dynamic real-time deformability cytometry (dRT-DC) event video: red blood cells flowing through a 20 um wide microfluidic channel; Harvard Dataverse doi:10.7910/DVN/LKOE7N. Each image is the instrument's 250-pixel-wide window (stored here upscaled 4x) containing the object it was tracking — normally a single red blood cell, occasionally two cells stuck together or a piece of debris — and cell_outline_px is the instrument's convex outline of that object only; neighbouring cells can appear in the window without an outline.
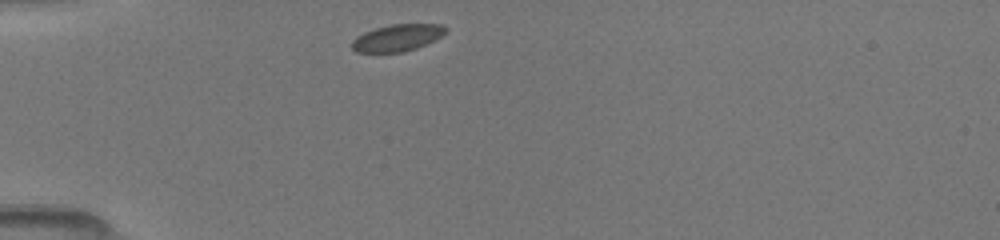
{"species": "common noctule bat (a hibernating species)", "species_latin": "Nyctalus noctula", "temperature_condition": "room temperature", "stored_images_in_passage": 7, "camera_frame_rate_fps": 3000, "um_per_image_px": 0.085, "animal": {"sex": "female", "body_mass_g": 19.5, "forearm_length_mm": 54.1}, "frame": {"image": 1, "passage_image": 1, "time_ms": 0.0, "image_size_px": [1000, 240], "cell_outline_px": [[448, 28], [440, 36], [416, 48], [404, 52], [356, 52], [352, 48], [352, 40], [356, 36], [364, 32], [376, 28], [392, 24], [440, 24]], "centroid_in_image_um": [33.73, 3.21], "position_along_channel_um": 51.3, "area_um2": 14.45}}
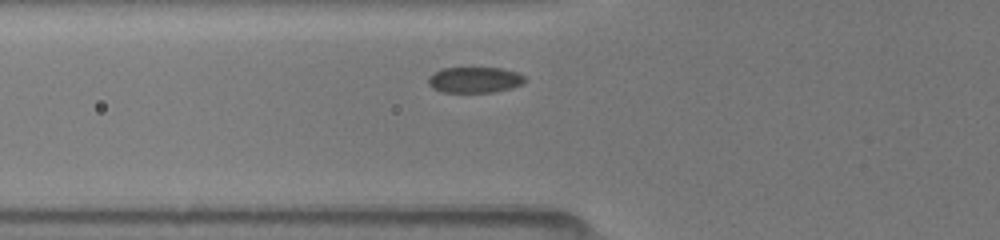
{"frame": {"image": 2, "passage_image": 4, "time_ms": 1.333, "image_size_px": [1000, 240], "cell_outline_px": [[524, 84], [512, 88], [496, 92], [444, 92], [432, 88], [428, 84], [428, 76], [432, 72], [440, 68], [500, 68], [516, 72], [524, 76]], "centroid_in_image_um": [40.32, 6.79], "position_along_channel_um": 85.5, "area_um2": 14.68}}
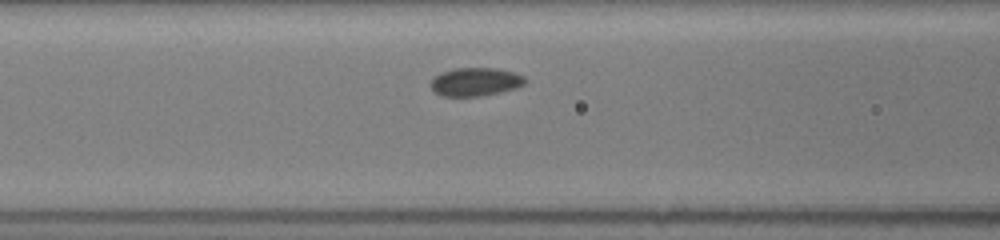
{"frame": {"image": 3, "passage_image": 7, "time_ms": 2.333, "image_size_px": [1000, 240], "cell_outline_px": [[528, 80], [524, 84], [516, 88], [500, 92], [480, 96], [440, 96], [428, 84], [440, 72], [456, 68], [496, 68], [512, 72], [524, 76]], "centroid_in_image_um": [40.41, 6.95], "position_along_channel_um": 126.2, "area_um2": 15.61}}